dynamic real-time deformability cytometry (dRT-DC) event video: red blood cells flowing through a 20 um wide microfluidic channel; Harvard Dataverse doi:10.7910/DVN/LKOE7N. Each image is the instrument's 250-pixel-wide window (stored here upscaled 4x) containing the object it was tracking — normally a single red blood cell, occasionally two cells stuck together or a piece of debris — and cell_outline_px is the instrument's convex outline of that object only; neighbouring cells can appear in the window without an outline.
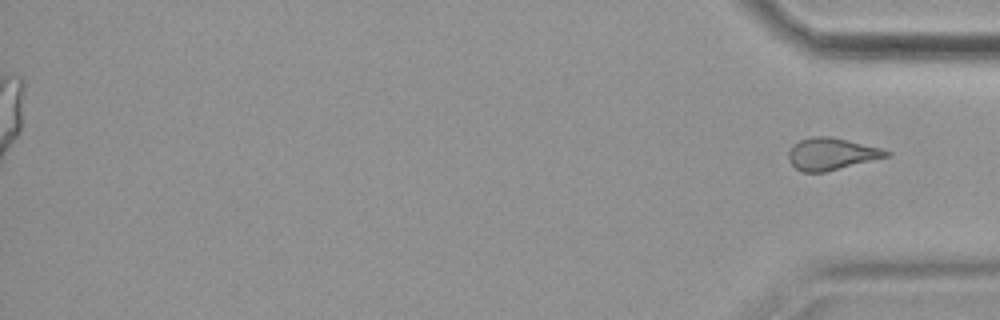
{"species": "common noctule bat (a hibernating species)", "species_latin": "Nyctalus noctula", "temperature_condition": "cold", "stored_images_in_passage": 58, "segment_of_instrument_passage": [2, 2], "camera_frame_rate_fps": 3000, "um_per_image_px": 0.085, "animal": {"sex": "female", "body_mass_g": 19.9}, "frame": {"image": 1, "passage_image": 58, "time_ms": 19.0, "image_size_px": [1000, 320], "cell_outline_px": [[892, 152], [888, 156], [824, 172], [800, 172], [788, 160], [788, 152], [792, 144], [800, 140], [812, 136], [828, 136], [880, 148]], "centroid_in_image_um": [70.61, 13.08], "position_along_channel_um": 364.6, "area_um2": 17.98}}